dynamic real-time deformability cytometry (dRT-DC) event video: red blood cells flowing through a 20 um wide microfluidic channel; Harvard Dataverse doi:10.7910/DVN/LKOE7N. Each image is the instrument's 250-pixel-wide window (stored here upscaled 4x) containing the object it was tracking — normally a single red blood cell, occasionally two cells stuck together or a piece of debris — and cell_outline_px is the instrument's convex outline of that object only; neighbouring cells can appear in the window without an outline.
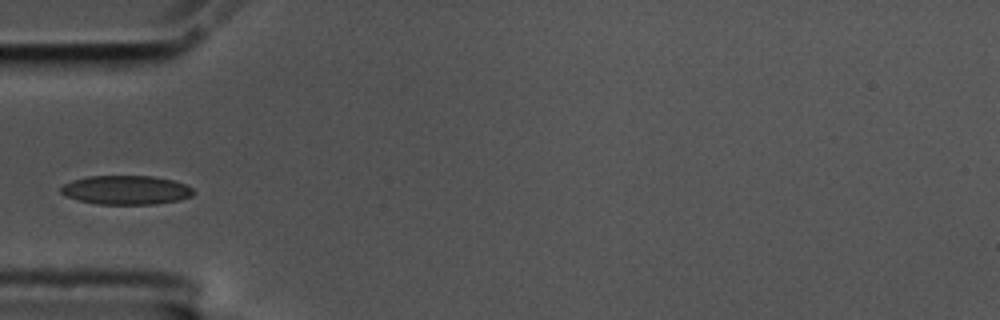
{"species": "common noctule bat (a hibernating species)", "species_latin": "Nyctalus noctula", "temperature_condition": "cold", "stored_images_in_passage": 4, "camera_frame_rate_fps": 3000, "um_per_image_px": 0.085, "animal": {"sex": "male", "body_mass_g": 17.5, "forearm_length_mm": 52.3}, "frame": {"image": 1, "passage_image": 4, "time_ms": 1.0, "image_size_px": [1000, 320], "cell_outline_px": [[196, 192], [192, 196], [180, 200], [156, 204], [96, 204], [64, 196], [60, 192], [60, 188], [64, 184], [72, 180], [88, 176], [152, 176], [172, 180], [184, 184], [192, 188]], "centroid_in_image_um": [10.72, 16.15], "position_along_channel_um": 74.3, "area_um2": 22.48}}